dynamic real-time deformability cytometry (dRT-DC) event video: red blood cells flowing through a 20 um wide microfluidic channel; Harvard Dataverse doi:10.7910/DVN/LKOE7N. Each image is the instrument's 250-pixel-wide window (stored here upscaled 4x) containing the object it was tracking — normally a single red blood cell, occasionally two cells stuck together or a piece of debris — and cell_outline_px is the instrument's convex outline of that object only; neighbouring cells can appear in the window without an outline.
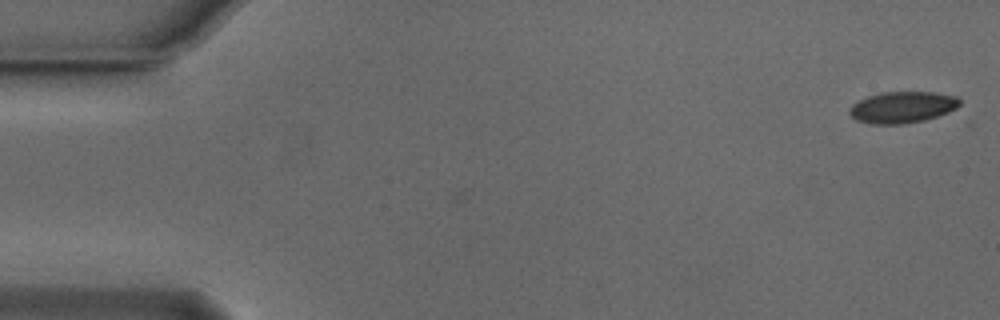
{"species": "Egyptian fruit bat (a non-hibernating species)", "species_latin": "Rousettus aegyptiacus", "temperature_condition": "cold", "stored_images_in_passage": 53, "camera_frame_rate_fps": 3000, "um_per_image_px": 0.085, "animal": {"sex": "male"}, "frame": {"image": 1, "passage_image": 1, "time_ms": 0.0, "image_size_px": [1000, 320], "cell_outline_px": [[960, 104], [956, 108], [948, 112], [924, 120], [900, 124], [872, 124], [856, 120], [848, 112], [852, 104], [868, 96], [884, 92], [936, 92], [960, 96]], "centroid_in_image_um": [76.73, 9.1], "position_along_channel_um": 8.3, "area_um2": 20.17}}
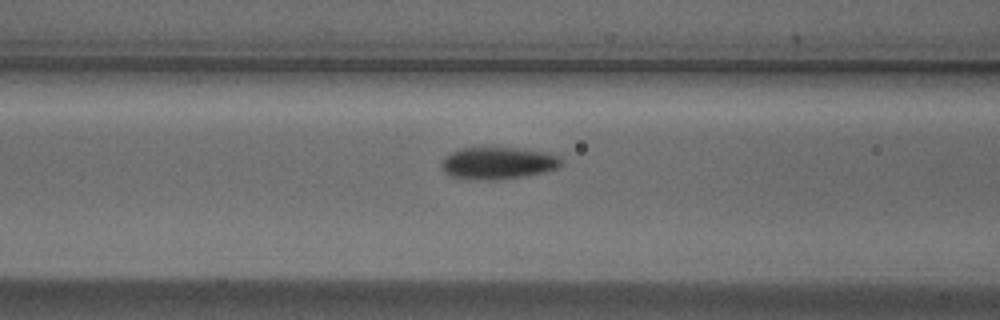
{"frame": {"image": 2, "passage_image": 21, "time_ms": 6.667, "image_size_px": [1000, 320], "cell_outline_px": [[560, 164], [556, 168], [544, 172], [520, 176], [492, 180], [484, 180], [448, 176], [444, 172], [440, 164], [456, 148], [516, 148], [552, 152], [560, 160]], "centroid_in_image_um": [42.3, 13.85], "position_along_channel_um": 124.3, "area_um2": 22.08}}
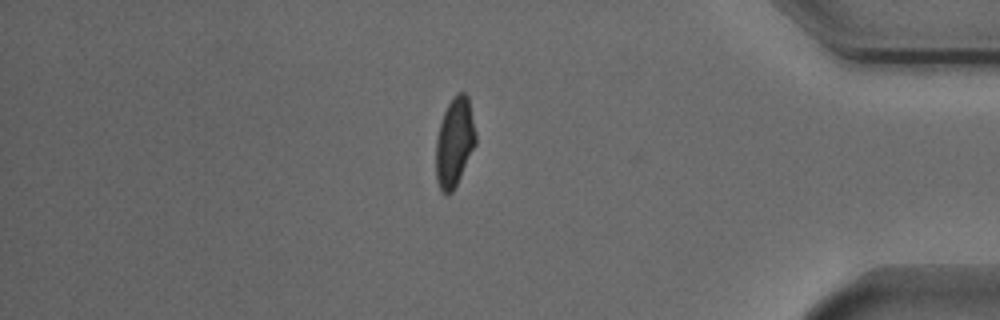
{"frame": {"image": 3, "passage_image": 45, "time_ms": 14.667, "image_size_px": [1000, 320], "cell_outline_px": [[476, 144], [452, 192], [444, 192], [440, 188], [436, 180], [436, 140], [440, 124], [444, 112], [452, 96], [460, 92], [464, 92], [468, 96], [476, 136]], "centroid_in_image_um": [38.63, 12.05], "position_along_channel_um": 396.6, "area_um2": 20.29}, "authors_computed_cell_mechanics": {"area_um2": 21.3282, "velocity_mm_per_s": 3.8413, "shape_relaxation_time_tau1_ms": 3.5717, "shape_relaxation_time_tau2_ms": 5.772, "deformation_change_tau1": 0.1352, "deformation_change_tau2": 0.0762}}